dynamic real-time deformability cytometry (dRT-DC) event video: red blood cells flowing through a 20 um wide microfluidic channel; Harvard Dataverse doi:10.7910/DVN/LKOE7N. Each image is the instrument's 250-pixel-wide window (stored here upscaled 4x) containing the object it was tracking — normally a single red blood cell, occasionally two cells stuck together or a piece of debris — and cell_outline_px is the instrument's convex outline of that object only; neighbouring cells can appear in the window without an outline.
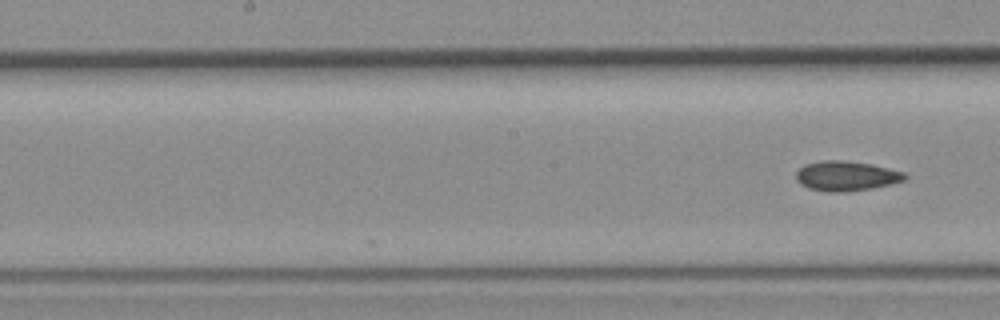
{"species": "common noctule bat (a hibernating species)", "species_latin": "Nyctalus noctula", "temperature_condition": "room temperature", "stored_images_in_passage": 13, "camera_frame_rate_fps": 3000, "um_per_image_px": 0.085, "animal": {"sex": "female", "body_mass_g": 19.3, "forearm_length_mm": 54.1}, "frame": {"image": 1, "passage_image": 13, "time_ms": 4.0, "image_size_px": [1000, 320], "cell_outline_px": [[908, 176], [904, 180], [892, 184], [872, 188], [848, 192], [828, 192], [808, 188], [800, 184], [796, 180], [796, 172], [804, 164], [824, 160], [840, 160], [872, 164], [904, 172]], "centroid_in_image_um": [71.92, 14.96], "position_along_channel_um": 176.3, "area_um2": 19.02}}